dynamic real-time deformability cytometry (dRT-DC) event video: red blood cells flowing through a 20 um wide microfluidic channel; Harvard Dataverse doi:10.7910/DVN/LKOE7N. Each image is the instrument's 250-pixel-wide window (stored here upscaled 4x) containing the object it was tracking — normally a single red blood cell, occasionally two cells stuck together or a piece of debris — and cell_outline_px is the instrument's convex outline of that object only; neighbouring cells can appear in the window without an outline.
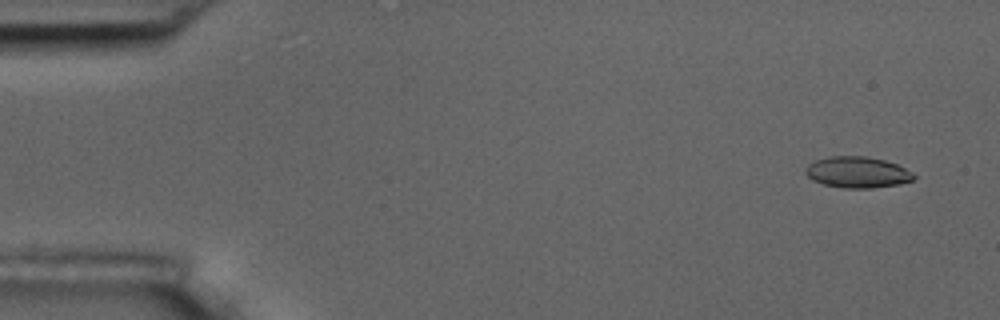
{"species": "common noctule bat (a hibernating species)", "species_latin": "Nyctalus noctula", "temperature_condition": "room temperature", "stored_images_in_passage": 55, "camera_frame_rate_fps": 3000, "um_per_image_px": 0.085, "animal": {"sex": "male", "body_mass_g": 17.5, "forearm_length_mm": 52.3}, "frame": {"image": 1, "passage_image": 3, "time_ms": 0.667, "image_size_px": [1000, 320], "cell_outline_px": [[916, 176], [912, 180], [900, 184], [872, 188], [844, 188], [824, 184], [812, 180], [804, 172], [804, 168], [808, 164], [816, 160], [832, 156], [864, 156], [884, 160], [896, 164], [912, 172]], "centroid_in_image_um": [72.86, 14.64], "position_along_channel_um": 12.1, "area_um2": 19.59}}
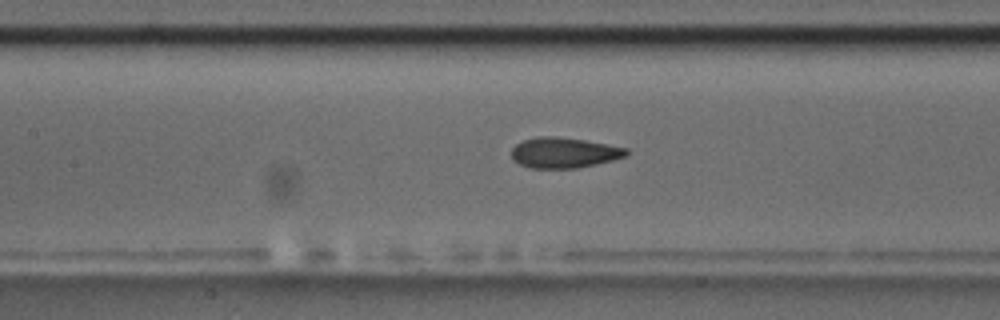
{"frame": {"image": 2, "passage_image": 25, "time_ms": 8.0, "image_size_px": [1000, 320], "cell_outline_px": [[628, 156], [596, 164], [576, 168], [528, 168], [512, 160], [512, 148], [516, 144], [524, 140], [536, 136], [556, 136], [584, 140], [608, 144], [628, 148]], "centroid_in_image_um": [47.94, 12.98], "position_along_channel_um": 159.5, "area_um2": 20.52}}
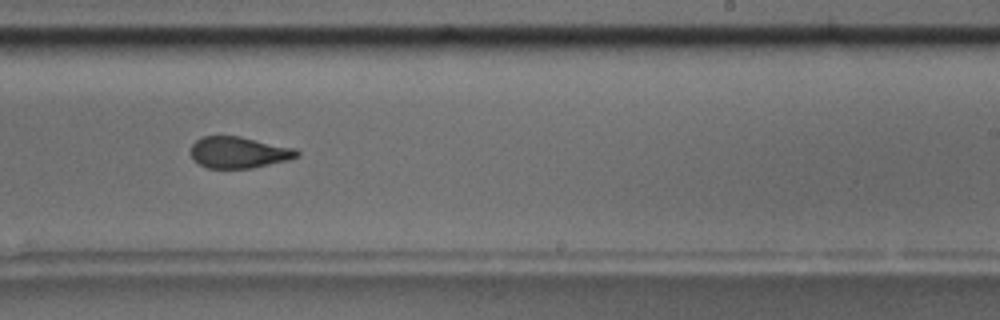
{"frame": {"image": 3, "passage_image": 34, "time_ms": 11.0, "image_size_px": [1000, 320], "cell_outline_px": [[300, 156], [288, 160], [252, 168], [208, 168], [192, 160], [192, 144], [200, 136], [240, 136], [296, 148], [300, 152]], "centroid_in_image_um": [20.32, 12.95], "position_along_channel_um": 268.7, "area_um2": 19.54}, "authors_computed_cell_mechanics": {"area_um2": 20.3456, "velocity_mm_per_s": 3.6556, "shape_relaxation_time_tau1_ms": 7.8635, "shape_relaxation_time_tau2_ms": 2.0871, "deformation_change_tau1": 0.1816, "deformation_change_tau2": 0.0819}}